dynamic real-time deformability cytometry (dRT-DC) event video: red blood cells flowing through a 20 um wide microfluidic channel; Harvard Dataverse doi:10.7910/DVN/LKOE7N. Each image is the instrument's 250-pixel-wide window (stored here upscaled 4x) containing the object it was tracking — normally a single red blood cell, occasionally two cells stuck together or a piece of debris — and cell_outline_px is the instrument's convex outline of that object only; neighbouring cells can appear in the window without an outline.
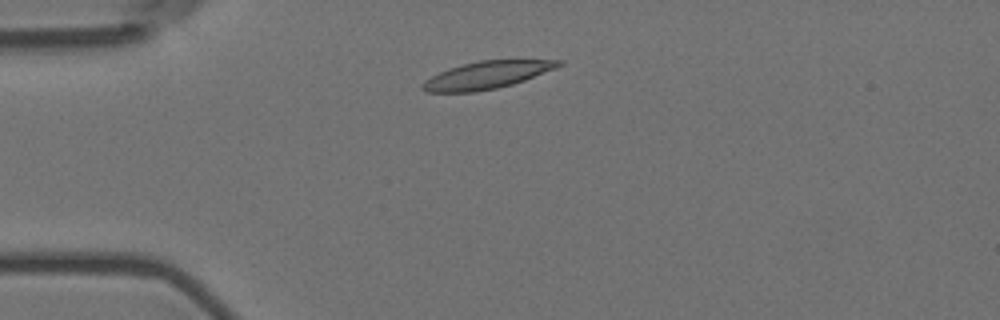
{"species": "Egyptian fruit bat (a non-hibernating species)", "species_latin": "Rousettus aegyptiacus", "temperature_condition": "room temperature", "stored_images_in_passage": 3, "camera_frame_rate_fps": 3000, "um_per_image_px": 0.085, "animal": {"sex": "female"}, "frame": {"image": 1, "passage_image": 2, "time_ms": 0.333, "image_size_px": [1000, 320], "cell_outline_px": [[564, 64], [556, 68], [524, 80], [512, 84], [496, 88], [476, 92], [424, 92], [420, 88], [420, 84], [424, 80], [448, 68], [480, 60], [564, 60]], "centroid_in_image_um": [41.35, 6.38], "position_along_channel_um": 43.7, "area_um2": 21.73}}